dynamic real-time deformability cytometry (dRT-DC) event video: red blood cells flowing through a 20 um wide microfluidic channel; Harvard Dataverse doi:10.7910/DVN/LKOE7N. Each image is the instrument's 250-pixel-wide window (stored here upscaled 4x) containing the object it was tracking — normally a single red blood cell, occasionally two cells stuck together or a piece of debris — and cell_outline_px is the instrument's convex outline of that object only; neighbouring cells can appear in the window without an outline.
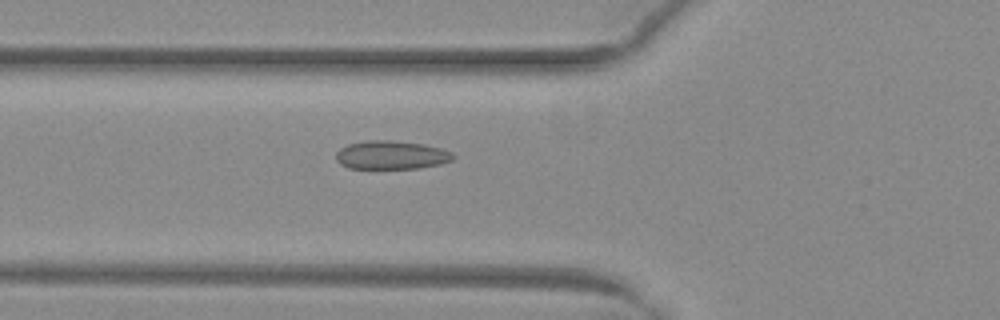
{"species": "common noctule bat (a hibernating species)", "species_latin": "Nyctalus noctula", "temperature_condition": "warm", "stored_images_in_passage": 41, "camera_frame_rate_fps": 3000, "um_per_image_px": 0.085, "animal": {"sex": "female", "body_mass_g": 29.2, "forearm_length_mm": 56.3}, "frame": {"image": 1, "passage_image": 9, "time_ms": 2.667, "image_size_px": [1000, 320], "cell_outline_px": [[456, 156], [452, 160], [440, 164], [420, 168], [348, 168], [340, 164], [336, 160], [336, 152], [340, 148], [348, 144], [368, 140], [392, 140], [424, 144], [440, 148], [452, 152]], "centroid_in_image_um": [33.26, 13.17], "position_along_channel_um": 92.5, "area_um2": 19.54}}
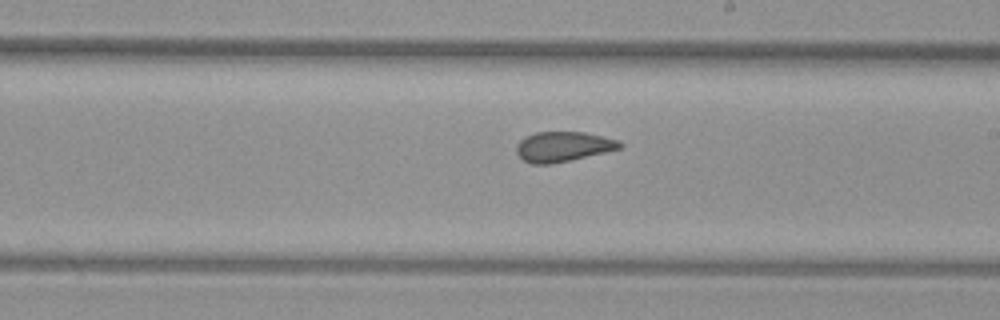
{"frame": {"image": 2, "passage_image": 20, "time_ms": 6.333, "image_size_px": [1000, 320], "cell_outline_px": [[624, 144], [620, 148], [604, 152], [552, 164], [532, 164], [524, 160], [516, 152], [516, 144], [524, 136], [536, 132], [584, 132], [620, 140]], "centroid_in_image_um": [47.84, 12.45], "position_along_channel_um": 241.2, "area_um2": 18.03}}
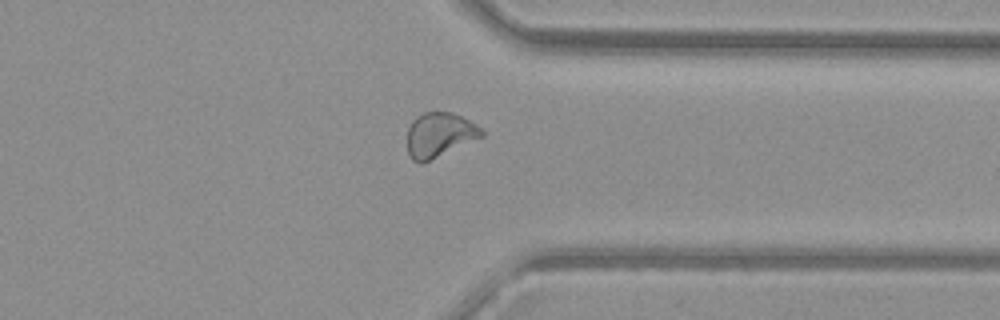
{"frame": {"image": 3, "passage_image": 30, "time_ms": 9.667, "image_size_px": [1000, 320], "cell_outline_px": [[484, 136], [420, 164], [412, 160], [408, 156], [408, 128], [412, 120], [416, 116], [424, 112], [452, 112], [476, 124], [484, 132]], "centroid_in_image_um": [37.33, 11.46], "position_along_channel_um": 374.1, "area_um2": 19.19}, "authors_computed_cell_mechanics": {"area_um2": 19.1896, "velocity_mm_per_s": 4.039, "shape_relaxation_time_tau1_ms": null, "shape_relaxation_time_tau2_ms": 1.1046, "deformation_change_tau1": null, "deformation_change_tau2": 0.0713}}